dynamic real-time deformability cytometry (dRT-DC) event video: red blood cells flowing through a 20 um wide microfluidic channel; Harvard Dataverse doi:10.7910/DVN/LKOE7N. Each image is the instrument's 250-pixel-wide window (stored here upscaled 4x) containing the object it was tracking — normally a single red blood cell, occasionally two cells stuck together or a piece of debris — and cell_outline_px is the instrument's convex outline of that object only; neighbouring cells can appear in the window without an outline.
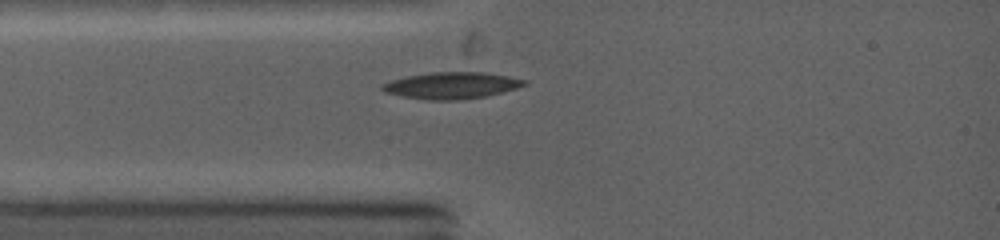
{"species": "common noctule bat (a hibernating species)", "species_latin": "Nyctalus noctula", "temperature_condition": "warm", "stored_images_in_passage": 1, "camera_frame_rate_fps": 5000, "um_per_image_px": 0.085, "animal": {"sex": "female", "body_mass_g": 19.0, "forearm_length_mm": 53.3}, "frame": {"image": 1, "passage_image": 1, "time_ms": 0.0, "image_size_px": [1000, 240], "cell_outline_px": [[524, 84], [516, 88], [484, 96], [452, 100], [428, 100], [404, 96], [388, 92], [380, 88], [384, 84], [392, 80], [408, 76], [432, 72], [484, 72], [524, 80]], "centroid_in_image_um": [38.34, 7.26], "position_along_channel_um": 46.7, "area_um2": 21.21}}